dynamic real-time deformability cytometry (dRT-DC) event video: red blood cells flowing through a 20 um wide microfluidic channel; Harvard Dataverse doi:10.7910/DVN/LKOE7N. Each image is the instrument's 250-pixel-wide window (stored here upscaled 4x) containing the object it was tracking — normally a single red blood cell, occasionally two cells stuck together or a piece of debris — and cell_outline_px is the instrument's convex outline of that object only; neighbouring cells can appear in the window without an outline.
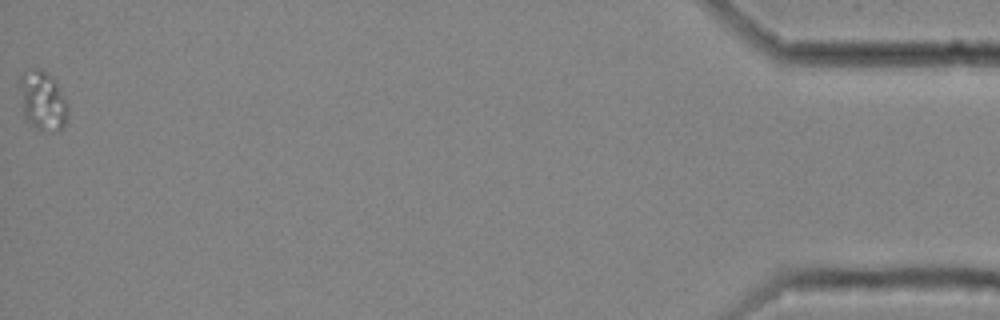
{"species": "common noctule bat (a hibernating species)", "species_latin": "Nyctalus noctula", "temperature_condition": "cold", "stored_images_in_passage": 45, "camera_frame_rate_fps": 3000, "um_per_image_px": 0.085, "animal": {"sex": "female", "body_mass_g": 25.1}, "frame": {"image": 1, "passage_image": 45, "time_ms": 14.667, "image_size_px": [1000, 320], "cell_outline_px": [[68, 116], [64, 124], [60, 128], [40, 132], [24, 116], [20, 84], [20, 76], [24, 72], [36, 68], [44, 68], [56, 80], [68, 104]], "centroid_in_image_um": [3.66, 8.52], "position_along_channel_um": 431.5, "area_um2": 16.59}}